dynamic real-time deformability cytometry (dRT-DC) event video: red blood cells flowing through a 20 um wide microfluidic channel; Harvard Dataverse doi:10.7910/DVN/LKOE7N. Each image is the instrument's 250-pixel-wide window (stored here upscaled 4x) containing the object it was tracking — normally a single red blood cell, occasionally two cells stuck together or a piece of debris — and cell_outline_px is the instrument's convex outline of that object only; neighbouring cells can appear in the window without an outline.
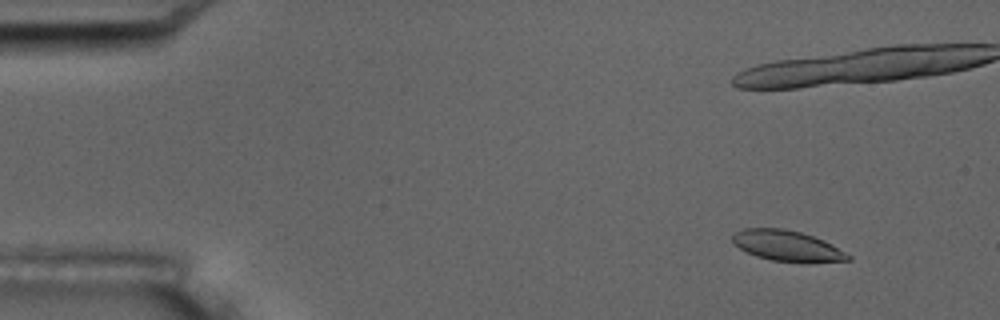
{"species": "common noctule bat (a hibernating species)", "species_latin": "Nyctalus noctula", "temperature_condition": "room temperature", "stored_images_in_passage": 6, "camera_frame_rate_fps": 3000, "um_per_image_px": 0.085, "animal": {"sex": "male", "body_mass_g": 17.5, "forearm_length_mm": 52.3}, "frame": {"image": 1, "passage_image": 2, "time_ms": 1.0, "image_size_px": [1000, 320], "cell_outline_px": [[852, 260], [772, 260], [756, 256], [740, 248], [732, 240], [732, 236], [736, 232], [744, 228], [784, 228], [800, 232], [824, 240], [832, 244], [852, 256]], "centroid_in_image_um": [66.87, 20.84], "position_along_channel_um": 18.1, "area_um2": 19.77}}